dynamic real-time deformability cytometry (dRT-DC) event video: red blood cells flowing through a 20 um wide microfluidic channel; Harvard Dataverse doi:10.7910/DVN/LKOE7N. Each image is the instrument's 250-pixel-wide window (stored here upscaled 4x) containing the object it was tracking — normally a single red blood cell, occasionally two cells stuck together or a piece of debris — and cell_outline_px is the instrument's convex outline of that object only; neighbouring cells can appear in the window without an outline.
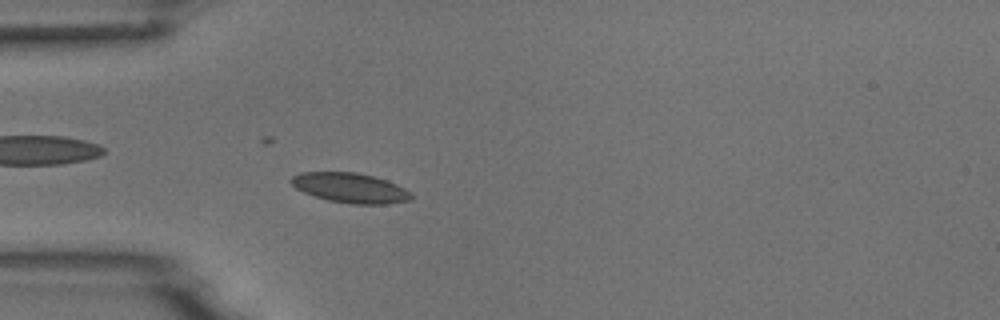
{"species": "common noctule bat (a hibernating species)", "species_latin": "Nyctalus noctula", "temperature_condition": "room temperature", "stored_images_in_passage": 4, "camera_frame_rate_fps": 3000, "um_per_image_px": 0.085, "animal": {"sex": "male", "body_mass_g": 18.8}, "frame": {"image": 1, "passage_image": 4, "time_ms": 4.333, "image_size_px": [1000, 320], "cell_outline_px": [[412, 200], [384, 204], [352, 204], [328, 200], [304, 192], [296, 188], [288, 180], [292, 176], [300, 172], [356, 172], [388, 180], [412, 192]], "centroid_in_image_um": [29.78, 15.96], "position_along_channel_um": 55.2, "area_um2": 20.92}}